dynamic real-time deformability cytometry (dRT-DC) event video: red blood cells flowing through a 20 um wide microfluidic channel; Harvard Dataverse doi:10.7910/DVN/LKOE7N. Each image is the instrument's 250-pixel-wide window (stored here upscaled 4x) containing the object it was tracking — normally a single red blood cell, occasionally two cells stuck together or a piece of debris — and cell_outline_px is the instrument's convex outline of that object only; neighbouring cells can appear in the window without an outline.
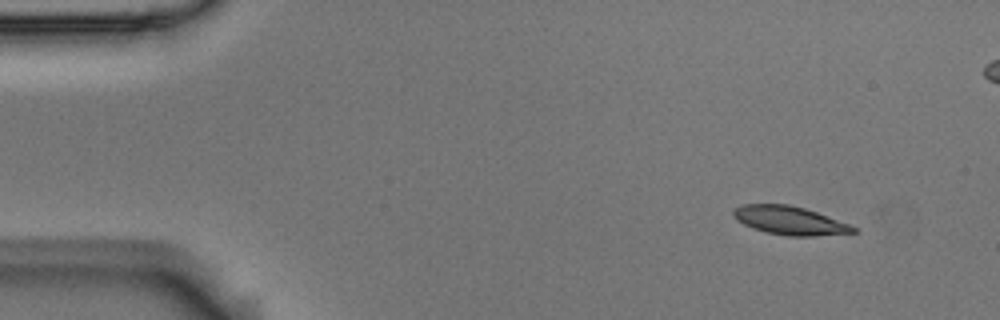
{"species": "Egyptian fruit bat (a non-hibernating species)", "species_latin": "Rousettus aegyptiacus", "temperature_condition": "room temperature", "stored_images_in_passage": 4, "camera_frame_rate_fps": 3000, "um_per_image_px": 0.085, "animal": {"sex": "male"}, "frame": {"image": 1, "passage_image": 1, "time_ms": 0.0, "image_size_px": [1000, 320], "cell_outline_px": [[860, 232], [816, 236], [788, 236], [768, 232], [752, 228], [736, 220], [732, 216], [732, 212], [740, 204], [788, 204], [804, 208], [816, 212], [860, 228]], "centroid_in_image_um": [67.15, 18.75], "position_along_channel_um": 17.9, "area_um2": 20.0}}